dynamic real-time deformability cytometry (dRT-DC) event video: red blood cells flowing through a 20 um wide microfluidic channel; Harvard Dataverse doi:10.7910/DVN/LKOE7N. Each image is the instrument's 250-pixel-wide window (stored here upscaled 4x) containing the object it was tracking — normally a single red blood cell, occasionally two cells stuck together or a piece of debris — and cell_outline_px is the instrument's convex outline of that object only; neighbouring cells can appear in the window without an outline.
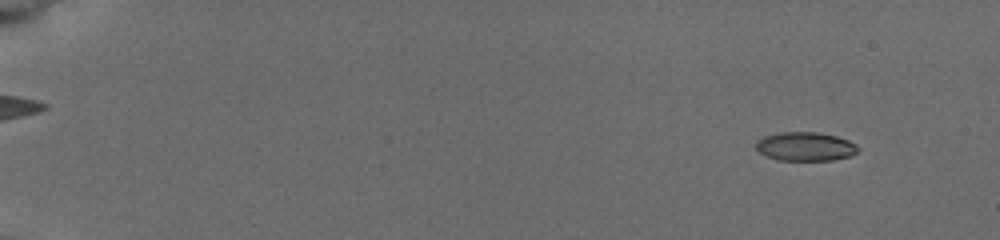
{"species": "common noctule bat (a hibernating species)", "species_latin": "Nyctalus noctula", "temperature_condition": "cold", "stored_images_in_passage": 35, "camera_frame_rate_fps": 3000, "um_per_image_px": 0.085, "animal": {"sex": "female", "body_mass_g": 19.5, "forearm_length_mm": 54.1}, "frame": {"image": 1, "passage_image": 4, "time_ms": 1.0, "image_size_px": [1000, 240], "cell_outline_px": [[860, 148], [852, 156], [832, 160], [776, 160], [760, 152], [756, 148], [756, 140], [764, 136], [780, 132], [816, 132], [836, 136], [848, 140], [856, 144]], "centroid_in_image_um": [68.47, 12.45], "position_along_channel_um": 16.5, "area_um2": 17.17}}
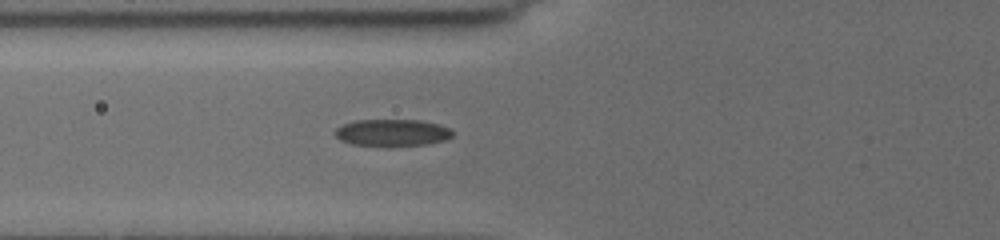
{"frame": {"image": 2, "passage_image": 22, "time_ms": 7.0, "image_size_px": [1000, 240], "cell_outline_px": [[452, 136], [448, 140], [428, 144], [392, 148], [388, 148], [352, 144], [340, 140], [332, 132], [336, 128], [344, 124], [356, 120], [420, 120], [436, 124], [448, 128], [452, 132]], "centroid_in_image_um": [33.31, 11.32], "position_along_channel_um": 92.5, "area_um2": 19.02}}
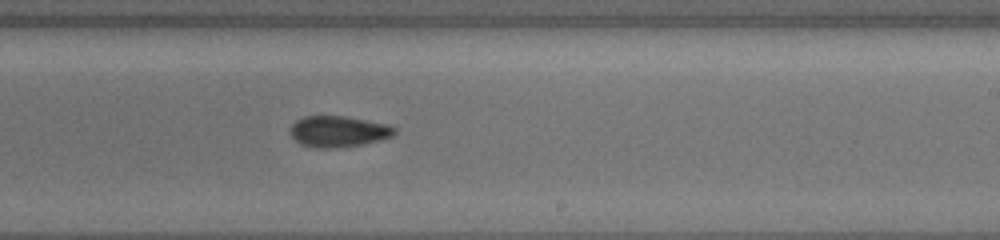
{"frame": {"image": 3, "passage_image": 35, "time_ms": 11.333, "image_size_px": [1000, 240], "cell_outline_px": [[396, 132], [392, 136], [380, 140], [364, 144], [336, 148], [312, 148], [300, 144], [292, 136], [292, 124], [296, 120], [304, 116], [340, 116], [388, 124], [396, 128]], "centroid_in_image_um": [28.77, 11.19], "position_along_channel_um": 260.2, "area_um2": 18.79}}